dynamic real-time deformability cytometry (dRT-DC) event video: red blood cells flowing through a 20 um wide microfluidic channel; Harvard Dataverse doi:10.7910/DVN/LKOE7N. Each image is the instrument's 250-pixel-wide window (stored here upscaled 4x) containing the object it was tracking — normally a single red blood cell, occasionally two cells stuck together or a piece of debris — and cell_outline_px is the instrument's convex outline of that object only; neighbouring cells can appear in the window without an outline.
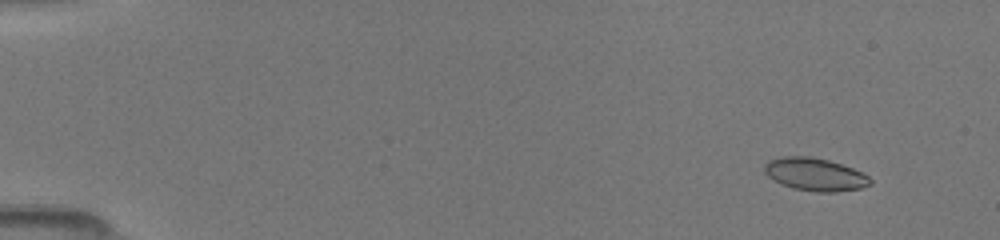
{"species": "common noctule bat (a hibernating species)", "species_latin": "Nyctalus noctula", "temperature_condition": "room temperature", "stored_images_in_passage": 43, "camera_frame_rate_fps": 3000, "um_per_image_px": 0.085, "animal": {"sex": "female", "body_mass_g": 19.5, "forearm_length_mm": 54.1}, "frame": {"image": 1, "passage_image": 1, "time_ms": 0.0, "image_size_px": [1000, 240], "cell_outline_px": [[872, 184], [864, 188], [836, 192], [816, 192], [792, 188], [768, 176], [764, 172], [764, 164], [768, 160], [784, 156], [812, 156], [828, 160], [852, 168], [868, 176], [872, 180]], "centroid_in_image_um": [69.29, 14.82], "position_along_channel_um": 15.7, "area_um2": 20.23}}
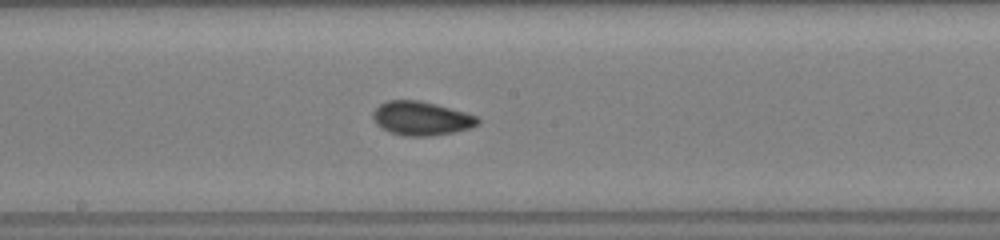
{"frame": {"image": 2, "passage_image": 26, "time_ms": 8.0, "image_size_px": [1000, 240], "cell_outline_px": [[480, 124], [468, 128], [452, 132], [432, 136], [404, 136], [392, 132], [376, 124], [372, 116], [372, 112], [380, 104], [388, 100], [420, 100], [436, 104], [464, 112], [476, 116], [480, 120]], "centroid_in_image_um": [35.8, 10.05], "position_along_channel_um": 212.4, "area_um2": 20.52}}
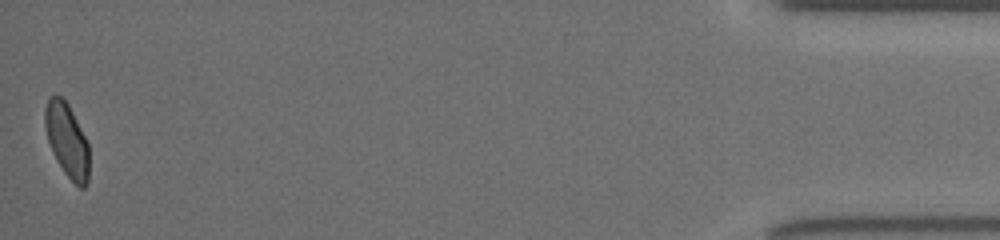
{"frame": {"image": 3, "passage_image": 43, "time_ms": 15.333, "image_size_px": [1000, 240], "cell_outline_px": [[88, 184], [84, 188], [80, 188], [64, 172], [56, 160], [52, 152], [48, 140], [44, 124], [44, 108], [48, 96], [60, 96], [68, 104], [88, 140]], "centroid_in_image_um": [5.69, 11.9], "position_along_channel_um": 429.5, "area_um2": 19.07}}